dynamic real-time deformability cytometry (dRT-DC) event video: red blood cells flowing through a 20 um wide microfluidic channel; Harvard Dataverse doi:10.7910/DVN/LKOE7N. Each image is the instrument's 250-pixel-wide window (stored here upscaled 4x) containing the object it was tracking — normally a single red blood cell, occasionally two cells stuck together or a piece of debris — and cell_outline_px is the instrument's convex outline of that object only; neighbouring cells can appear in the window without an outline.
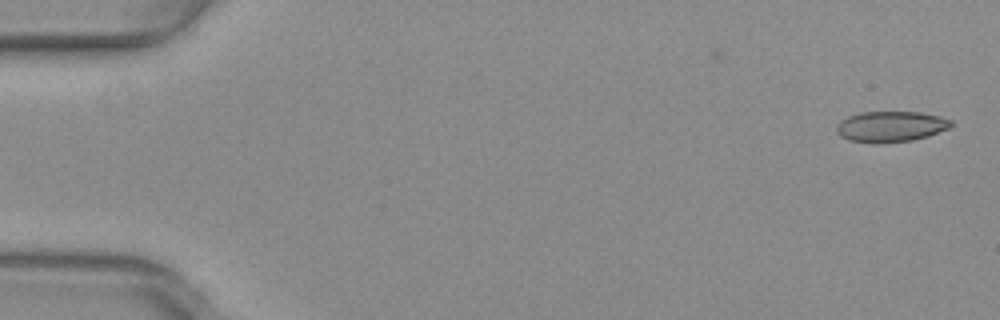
{"species": "common noctule bat (a hibernating species)", "species_latin": "Nyctalus noctula", "temperature_condition": "warm", "stored_images_in_passage": 51, "camera_frame_rate_fps": 3000, "um_per_image_px": 0.085, "animal": {"sex": "female", "body_mass_g": 29.2, "forearm_length_mm": 56.3}, "frame": {"image": 1, "passage_image": 1, "time_ms": 0.0, "image_size_px": [1000, 320], "cell_outline_px": [[952, 124], [948, 128], [928, 136], [912, 140], [848, 140], [840, 136], [836, 132], [836, 124], [840, 120], [848, 116], [860, 112], [920, 112], [940, 116], [952, 120]], "centroid_in_image_um": [75.71, 10.7], "position_along_channel_um": 9.3, "area_um2": 19.77}}
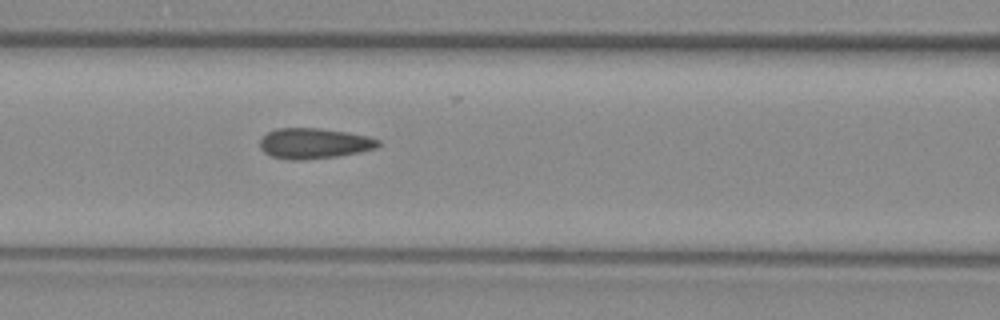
{"frame": {"image": 2, "passage_image": 22, "time_ms": 7.0, "image_size_px": [1000, 320], "cell_outline_px": [[380, 144], [376, 148], [336, 156], [304, 160], [288, 160], [272, 156], [264, 152], [260, 148], [260, 136], [276, 128], [320, 128], [348, 132], [368, 136], [380, 140]], "centroid_in_image_um": [26.65, 12.18], "position_along_channel_um": 139.9, "area_um2": 21.1}}
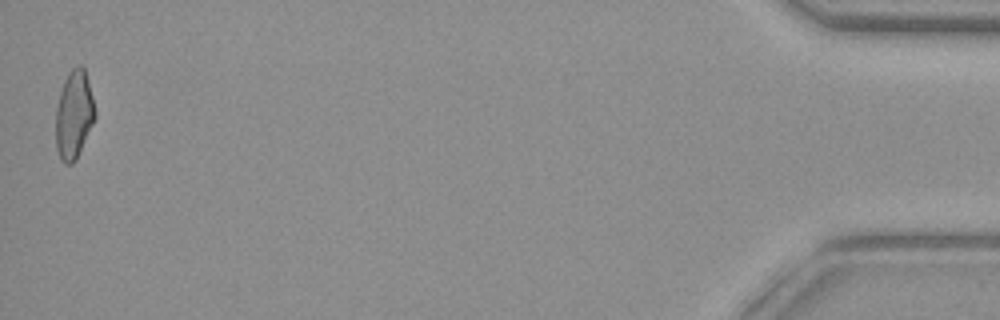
{"frame": {"image": 3, "passage_image": 51, "time_ms": 16.667, "image_size_px": [1000, 320], "cell_outline_px": [[96, 116], [76, 160], [72, 164], [64, 164], [60, 160], [56, 148], [56, 108], [60, 92], [64, 80], [68, 72], [72, 68], [80, 64], [84, 68], [88, 80], [96, 112]], "centroid_in_image_um": [6.28, 9.76], "position_along_channel_um": 428.9, "area_um2": 20.23}, "authors_computed_cell_mechanics": {"area_um2": 20.6924, "velocity_mm_per_s": 4.0024, "shape_relaxation_time_tau1_ms": null, "shape_relaxation_time_tau2_ms": 1.2948, "deformation_change_tau1": null, "deformation_change_tau2": 0.0656}}